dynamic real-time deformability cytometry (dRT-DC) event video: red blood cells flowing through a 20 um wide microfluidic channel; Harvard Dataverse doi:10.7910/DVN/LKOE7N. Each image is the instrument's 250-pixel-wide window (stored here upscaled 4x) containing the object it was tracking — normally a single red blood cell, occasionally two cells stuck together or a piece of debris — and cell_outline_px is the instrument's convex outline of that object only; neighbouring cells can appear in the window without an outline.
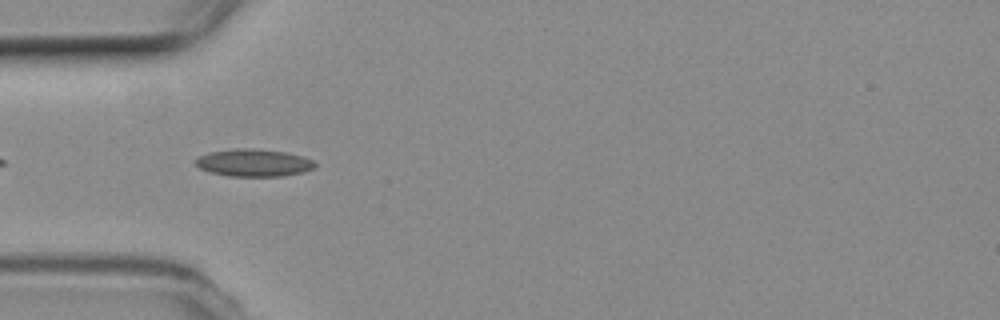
{"species": "common noctule bat (a hibernating species)", "species_latin": "Nyctalus noctula", "temperature_condition": "room temperature", "stored_images_in_passage": 6, "camera_frame_rate_fps": 3000, "um_per_image_px": 0.085, "animal": {"sex": "female", "body_mass_g": 19.3, "forearm_length_mm": 54.1}, "frame": {"image": 1, "passage_image": 3, "time_ms": 0.667, "image_size_px": [1000, 320], "cell_outline_px": [[316, 168], [304, 172], [280, 176], [228, 176], [208, 172], [200, 168], [192, 160], [196, 156], [208, 152], [236, 148], [252, 148], [288, 152], [304, 156], [312, 160], [316, 164]], "centroid_in_image_um": [21.54, 13.82], "position_along_channel_um": 63.5, "area_um2": 19.48}}